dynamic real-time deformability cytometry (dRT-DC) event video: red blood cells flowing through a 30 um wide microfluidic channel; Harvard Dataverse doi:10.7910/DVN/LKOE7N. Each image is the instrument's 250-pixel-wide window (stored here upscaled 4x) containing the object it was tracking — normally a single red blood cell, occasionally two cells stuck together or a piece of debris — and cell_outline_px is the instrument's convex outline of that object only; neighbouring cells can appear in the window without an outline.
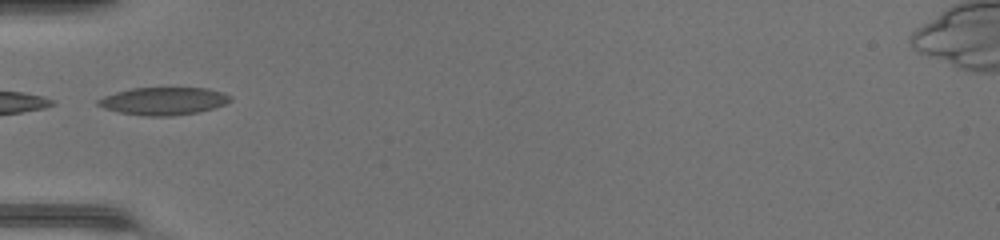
{"species": "common noctule bat (a hibernating species)", "species_latin": "Nyctalus noctula", "temperature_condition": "warm", "stored_images_in_passage": 18, "camera_frame_rate_fps": 3000, "um_per_image_px": 0.085, "animal": {"sex": "female", "body_mass_g": 17.0, "forearm_length_mm": 48.0}, "frame": {"image": 1, "passage_image": 1, "time_ms": 0.0, "image_size_px": [1000, 240], "cell_outline_px": [[232, 100], [224, 104], [212, 108], [196, 112], [172, 116], [148, 116], [120, 112], [104, 108], [96, 104], [96, 100], [104, 96], [116, 92], [132, 88], [208, 88], [224, 92], [232, 96]], "centroid_in_image_um": [13.91, 8.58], "position_along_channel_um": 71.1, "area_um2": 21.21}}
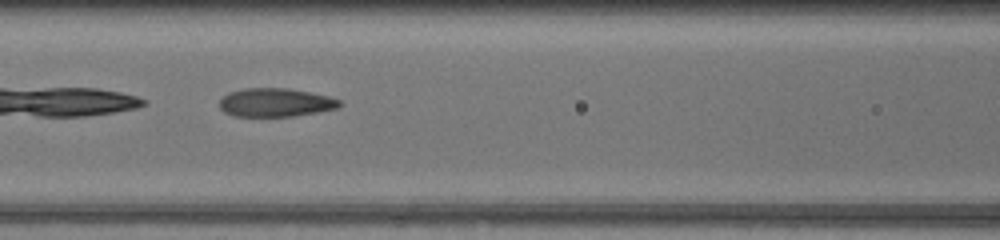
{"frame": {"image": 2, "passage_image": 6, "time_ms": 1.667, "image_size_px": [1000, 240], "cell_outline_px": [[340, 104], [336, 108], [316, 112], [292, 116], [236, 116], [224, 112], [220, 108], [220, 100], [228, 92], [244, 88], [288, 88], [328, 96], [340, 100]], "centroid_in_image_um": [23.38, 8.7], "position_along_channel_um": 143.2, "area_um2": 19.71}}